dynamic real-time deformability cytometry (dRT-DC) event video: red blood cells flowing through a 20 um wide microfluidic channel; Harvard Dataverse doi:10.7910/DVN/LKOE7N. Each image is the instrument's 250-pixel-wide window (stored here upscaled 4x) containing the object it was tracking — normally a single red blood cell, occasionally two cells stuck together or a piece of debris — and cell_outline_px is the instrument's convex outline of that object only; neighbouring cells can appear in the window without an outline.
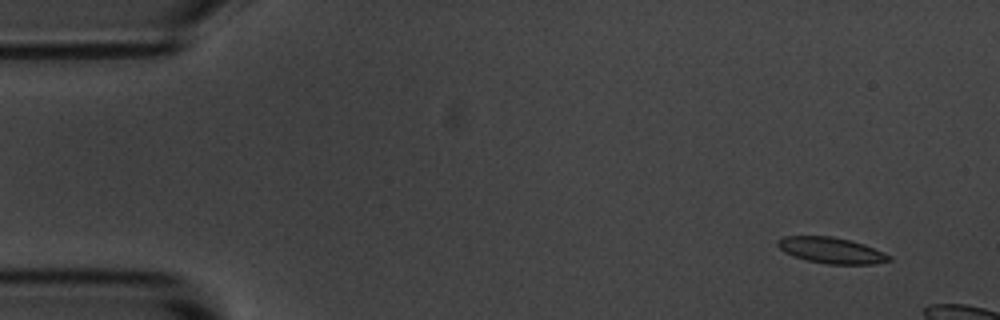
{"species": "common noctule bat (a hibernating species)", "species_latin": "Nyctalus noctula", "temperature_condition": "room temperature", "stored_images_in_passage": 11, "camera_frame_rate_fps": 3000, "um_per_image_px": 0.085, "animal": {"sex": "male", "body_mass_g": 20.1, "forearm_length_mm": 53.5}, "frame": {"image": 1, "passage_image": 1, "time_ms": 0.0, "image_size_px": [1000, 320], "cell_outline_px": [[892, 260], [872, 264], [828, 264], [808, 260], [792, 256], [784, 252], [776, 244], [776, 240], [784, 236], [832, 236], [864, 244], [892, 256]], "centroid_in_image_um": [70.64, 21.28], "position_along_channel_um": 14.4, "area_um2": 16.82}}